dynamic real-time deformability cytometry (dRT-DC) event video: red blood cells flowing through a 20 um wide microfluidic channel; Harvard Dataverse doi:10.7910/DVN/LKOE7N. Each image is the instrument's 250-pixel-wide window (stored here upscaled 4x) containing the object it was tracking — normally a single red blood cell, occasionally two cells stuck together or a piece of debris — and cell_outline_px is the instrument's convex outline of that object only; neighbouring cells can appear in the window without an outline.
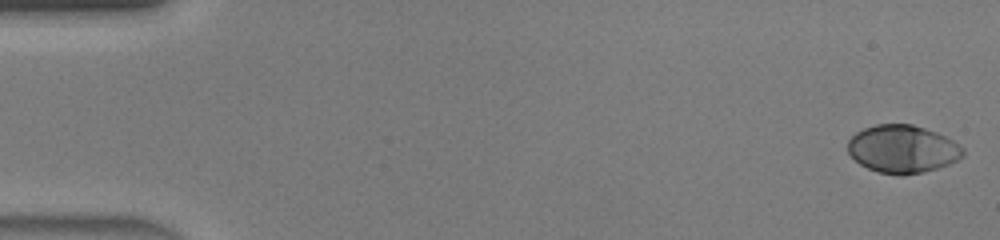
{"species": "human", "species_latin": "Homo sapiens", "temperature_condition": "warm", "stored_images_in_passage": 46, "camera_frame_rate_fps": 3000, "um_per_image_px": 0.085, "donor": {"sex": "male"}, "frame": {"image": 1, "passage_image": 1, "time_ms": 0.0, "image_size_px": [1000, 240], "cell_outline_px": [[964, 156], [948, 164], [924, 172], [904, 176], [900, 176], [876, 172], [860, 164], [848, 152], [848, 140], [856, 132], [864, 128], [876, 124], [912, 124], [936, 132], [952, 140], [964, 148]], "centroid_in_image_um": [76.71, 12.68], "position_along_channel_um": 8.3, "area_um2": 32.19}}
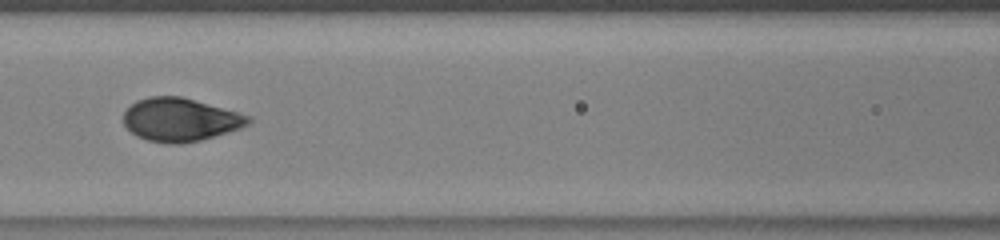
{"frame": {"image": 2, "passage_image": 21, "time_ms": 6.667, "image_size_px": [1000, 240], "cell_outline_px": [[252, 120], [248, 124], [240, 128], [200, 140], [180, 144], [168, 144], [148, 140], [136, 136], [124, 124], [124, 112], [136, 100], [148, 96], [180, 96], [252, 116]], "centroid_in_image_um": [15.31, 10.17], "position_along_channel_um": 151.3, "area_um2": 31.27}}
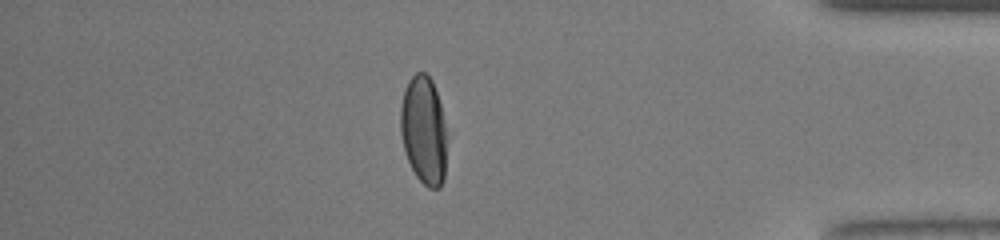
{"frame": {"image": 3, "passage_image": 40, "time_ms": 13.0, "image_size_px": [1000, 240], "cell_outline_px": [[444, 180], [440, 188], [428, 188], [416, 176], [408, 160], [404, 148], [400, 132], [400, 108], [404, 92], [408, 80], [416, 72], [424, 72], [432, 80], [440, 104], [444, 124]], "centroid_in_image_um": [35.98, 11.06], "position_along_channel_um": 399.2, "area_um2": 28.67}, "authors_computed_cell_mechanics": {"area_um2": 31.6455, "velocity_mm_per_s": 4.4728, "shape_relaxation_time_tau1_ms": 3.3733, "shape_relaxation_time_tau2_ms": null, "deformation_change_tau1": 0.2002, "deformation_change_tau2": null}}